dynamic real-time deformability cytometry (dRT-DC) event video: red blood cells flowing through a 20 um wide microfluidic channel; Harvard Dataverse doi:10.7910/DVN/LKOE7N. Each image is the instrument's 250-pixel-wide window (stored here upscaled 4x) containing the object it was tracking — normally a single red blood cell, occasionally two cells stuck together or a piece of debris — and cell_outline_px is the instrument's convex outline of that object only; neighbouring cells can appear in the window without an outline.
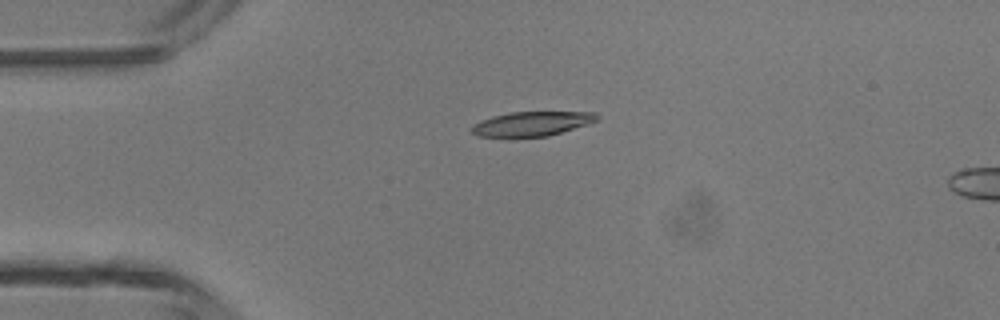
{"species": "common noctule bat (a hibernating species)", "species_latin": "Nyctalus noctula", "temperature_condition": "room temperature", "stored_images_in_passage": 4, "camera_frame_rate_fps": 3000, "um_per_image_px": 0.085, "animal": {"sex": "male", "body_mass_g": 13.3}, "frame": {"image": 1, "passage_image": 1, "time_ms": 0.0, "image_size_px": [1000, 320], "cell_outline_px": [[600, 116], [596, 120], [588, 124], [548, 136], [476, 136], [468, 128], [472, 124], [480, 120], [492, 116], [512, 112], [596, 112]], "centroid_in_image_um": [45.17, 10.51], "position_along_channel_um": 39.8, "area_um2": 17.74}}